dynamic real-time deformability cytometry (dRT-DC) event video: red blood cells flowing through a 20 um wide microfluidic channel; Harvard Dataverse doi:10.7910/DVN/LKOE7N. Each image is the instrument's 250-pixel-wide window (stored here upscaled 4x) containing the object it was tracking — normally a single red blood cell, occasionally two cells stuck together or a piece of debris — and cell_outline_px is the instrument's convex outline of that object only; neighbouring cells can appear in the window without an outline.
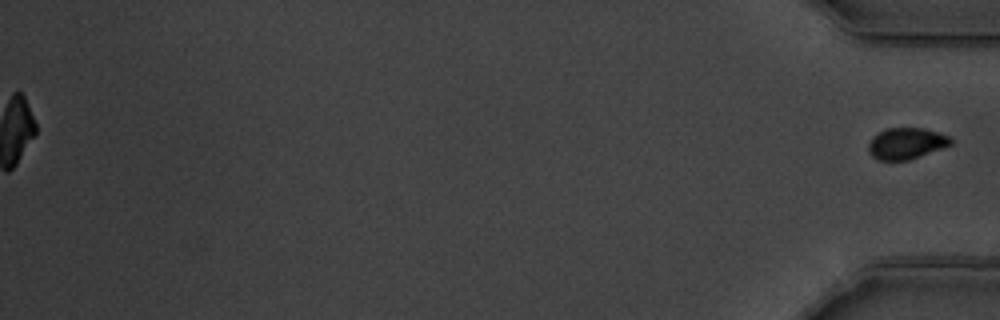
{"species": "common noctule bat (a hibernating species)", "species_latin": "Nyctalus noctula", "temperature_condition": "warm", "stored_images_in_passage": 56, "segment_of_instrument_passage": [2, 2], "camera_frame_rate_fps": 3000, "um_per_image_px": 0.085, "animal": {"sex": "male", "body_mass_g": 19.5, "forearm_length_mm": 54.6}, "frame": {"image": 1, "passage_image": 56, "time_ms": 18.333, "image_size_px": [1000, 320], "cell_outline_px": [[952, 144], [908, 160], [876, 160], [868, 152], [868, 144], [872, 136], [876, 132], [884, 128], [924, 128], [948, 136], [952, 140]], "centroid_in_image_um": [76.96, 12.18], "position_along_channel_um": 358.2, "area_um2": 15.03}}